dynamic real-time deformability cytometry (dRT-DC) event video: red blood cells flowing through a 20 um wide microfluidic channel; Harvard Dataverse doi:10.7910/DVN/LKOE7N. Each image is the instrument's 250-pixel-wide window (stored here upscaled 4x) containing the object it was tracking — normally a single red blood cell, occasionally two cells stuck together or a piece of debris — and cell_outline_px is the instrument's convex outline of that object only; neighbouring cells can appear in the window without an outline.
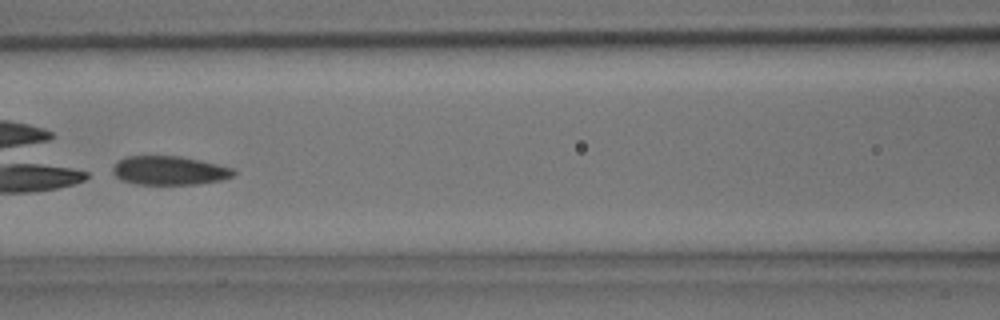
{"species": "common noctule bat (a hibernating species)", "species_latin": "Nyctalus noctula", "temperature_condition": "room temperature", "stored_images_in_passage": 5, "camera_frame_rate_fps": 3000, "um_per_image_px": 0.085, "animal": {"sex": "male", "body_mass_g": 15.6}, "frame": {"image": 1, "passage_image": 5, "time_ms": 1.333, "image_size_px": [1000, 320], "cell_outline_px": [[236, 172], [232, 176], [220, 180], [200, 184], [136, 184], [120, 180], [112, 172], [112, 168], [120, 160], [128, 156], [180, 156], [200, 160], [236, 168]], "centroid_in_image_um": [14.42, 14.49], "position_along_channel_um": 152.2, "area_um2": 20.35}}